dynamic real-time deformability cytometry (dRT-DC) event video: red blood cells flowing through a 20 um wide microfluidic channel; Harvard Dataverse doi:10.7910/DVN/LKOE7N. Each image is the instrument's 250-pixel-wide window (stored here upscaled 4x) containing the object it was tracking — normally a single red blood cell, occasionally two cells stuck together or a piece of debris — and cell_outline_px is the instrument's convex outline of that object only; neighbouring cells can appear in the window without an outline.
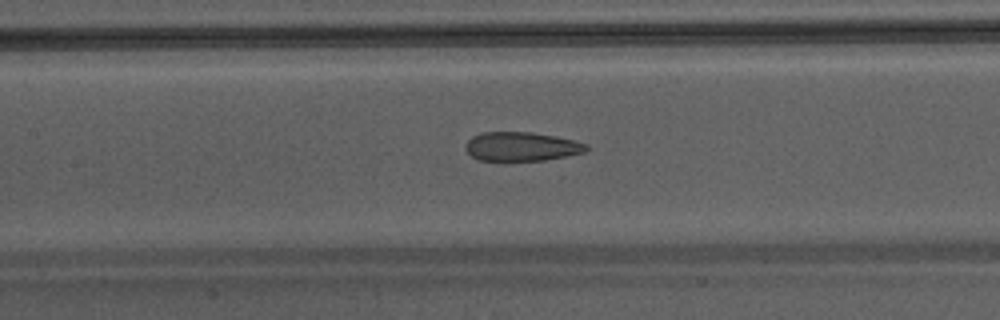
{"species": "Egyptian fruit bat (a non-hibernating species)", "species_latin": "Rousettus aegyptiacus", "temperature_condition": "warm", "stored_images_in_passage": 7, "camera_frame_rate_fps": 3000, "um_per_image_px": 0.085, "animal": {"sex": "male"}, "frame": {"image": 1, "passage_image": 5, "time_ms": 1.333, "image_size_px": [1000, 320], "cell_outline_px": [[588, 148], [584, 152], [544, 160], [480, 160], [472, 156], [464, 148], [464, 144], [472, 136], [484, 132], [528, 132], [556, 136], [588, 144]], "centroid_in_image_um": [44.29, 12.44], "position_along_channel_um": 163.1, "area_um2": 20.17}}